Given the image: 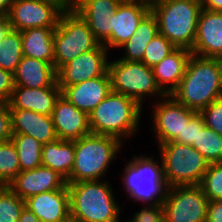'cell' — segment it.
Returning a JSON list of instances; mask_svg holds the SVG:
<instances>
[{"label":"cell","mask_w":222,"mask_h":222,"mask_svg":"<svg viewBox=\"0 0 222 222\" xmlns=\"http://www.w3.org/2000/svg\"><path fill=\"white\" fill-rule=\"evenodd\" d=\"M222 95L221 58L192 54L179 85L170 93L177 102L200 113Z\"/></svg>","instance_id":"1"},{"label":"cell","mask_w":222,"mask_h":222,"mask_svg":"<svg viewBox=\"0 0 222 222\" xmlns=\"http://www.w3.org/2000/svg\"><path fill=\"white\" fill-rule=\"evenodd\" d=\"M108 181L67 183L71 222H121L122 207Z\"/></svg>","instance_id":"2"},{"label":"cell","mask_w":222,"mask_h":222,"mask_svg":"<svg viewBox=\"0 0 222 222\" xmlns=\"http://www.w3.org/2000/svg\"><path fill=\"white\" fill-rule=\"evenodd\" d=\"M142 110L133 98L111 91L89 113L91 133L111 136L123 143L139 131Z\"/></svg>","instance_id":"3"},{"label":"cell","mask_w":222,"mask_h":222,"mask_svg":"<svg viewBox=\"0 0 222 222\" xmlns=\"http://www.w3.org/2000/svg\"><path fill=\"white\" fill-rule=\"evenodd\" d=\"M202 10L200 0H154L150 11L156 17L159 34L175 47L192 50L197 22Z\"/></svg>","instance_id":"4"},{"label":"cell","mask_w":222,"mask_h":222,"mask_svg":"<svg viewBox=\"0 0 222 222\" xmlns=\"http://www.w3.org/2000/svg\"><path fill=\"white\" fill-rule=\"evenodd\" d=\"M123 143L111 136L90 133L74 141L75 161L67 183L103 180Z\"/></svg>","instance_id":"5"},{"label":"cell","mask_w":222,"mask_h":222,"mask_svg":"<svg viewBox=\"0 0 222 222\" xmlns=\"http://www.w3.org/2000/svg\"><path fill=\"white\" fill-rule=\"evenodd\" d=\"M160 159V160H159ZM134 155L124 167L123 189L129 199L145 205L163 204L168 186L165 182L161 158ZM159 160V162H158Z\"/></svg>","instance_id":"6"},{"label":"cell","mask_w":222,"mask_h":222,"mask_svg":"<svg viewBox=\"0 0 222 222\" xmlns=\"http://www.w3.org/2000/svg\"><path fill=\"white\" fill-rule=\"evenodd\" d=\"M157 148L168 187L201 183L209 163L193 146L170 141Z\"/></svg>","instance_id":"7"},{"label":"cell","mask_w":222,"mask_h":222,"mask_svg":"<svg viewBox=\"0 0 222 222\" xmlns=\"http://www.w3.org/2000/svg\"><path fill=\"white\" fill-rule=\"evenodd\" d=\"M53 40L56 71L78 55L100 45L86 21L75 10H64L61 13Z\"/></svg>","instance_id":"8"},{"label":"cell","mask_w":222,"mask_h":222,"mask_svg":"<svg viewBox=\"0 0 222 222\" xmlns=\"http://www.w3.org/2000/svg\"><path fill=\"white\" fill-rule=\"evenodd\" d=\"M108 73L112 91L133 98L142 107L147 96L157 101L166 95L157 85L153 69L143 62L111 59Z\"/></svg>","instance_id":"9"},{"label":"cell","mask_w":222,"mask_h":222,"mask_svg":"<svg viewBox=\"0 0 222 222\" xmlns=\"http://www.w3.org/2000/svg\"><path fill=\"white\" fill-rule=\"evenodd\" d=\"M208 202L200 185L168 187L163 203L165 222H206Z\"/></svg>","instance_id":"10"},{"label":"cell","mask_w":222,"mask_h":222,"mask_svg":"<svg viewBox=\"0 0 222 222\" xmlns=\"http://www.w3.org/2000/svg\"><path fill=\"white\" fill-rule=\"evenodd\" d=\"M152 105L151 122L157 146L170 141L182 143L185 124L197 112L177 102L170 95L159 98Z\"/></svg>","instance_id":"11"},{"label":"cell","mask_w":222,"mask_h":222,"mask_svg":"<svg viewBox=\"0 0 222 222\" xmlns=\"http://www.w3.org/2000/svg\"><path fill=\"white\" fill-rule=\"evenodd\" d=\"M63 11L51 0H14L7 14L11 28L24 31L35 27H57Z\"/></svg>","instance_id":"12"},{"label":"cell","mask_w":222,"mask_h":222,"mask_svg":"<svg viewBox=\"0 0 222 222\" xmlns=\"http://www.w3.org/2000/svg\"><path fill=\"white\" fill-rule=\"evenodd\" d=\"M109 50L102 44L84 52L57 71L59 87L72 86L108 73Z\"/></svg>","instance_id":"13"},{"label":"cell","mask_w":222,"mask_h":222,"mask_svg":"<svg viewBox=\"0 0 222 222\" xmlns=\"http://www.w3.org/2000/svg\"><path fill=\"white\" fill-rule=\"evenodd\" d=\"M150 12L146 0H122L111 14V38L104 44L110 51L119 49L135 33L141 20Z\"/></svg>","instance_id":"14"},{"label":"cell","mask_w":222,"mask_h":222,"mask_svg":"<svg viewBox=\"0 0 222 222\" xmlns=\"http://www.w3.org/2000/svg\"><path fill=\"white\" fill-rule=\"evenodd\" d=\"M51 116L58 139L75 141L91 133L89 114L62 95L56 100Z\"/></svg>","instance_id":"15"},{"label":"cell","mask_w":222,"mask_h":222,"mask_svg":"<svg viewBox=\"0 0 222 222\" xmlns=\"http://www.w3.org/2000/svg\"><path fill=\"white\" fill-rule=\"evenodd\" d=\"M66 179L58 172L44 166L21 171L8 187L21 199L43 192L63 189Z\"/></svg>","instance_id":"16"},{"label":"cell","mask_w":222,"mask_h":222,"mask_svg":"<svg viewBox=\"0 0 222 222\" xmlns=\"http://www.w3.org/2000/svg\"><path fill=\"white\" fill-rule=\"evenodd\" d=\"M191 52L201 57L222 58V12L202 8Z\"/></svg>","instance_id":"17"},{"label":"cell","mask_w":222,"mask_h":222,"mask_svg":"<svg viewBox=\"0 0 222 222\" xmlns=\"http://www.w3.org/2000/svg\"><path fill=\"white\" fill-rule=\"evenodd\" d=\"M25 207L41 222H71L67 186L30 196L25 200Z\"/></svg>","instance_id":"18"},{"label":"cell","mask_w":222,"mask_h":222,"mask_svg":"<svg viewBox=\"0 0 222 222\" xmlns=\"http://www.w3.org/2000/svg\"><path fill=\"white\" fill-rule=\"evenodd\" d=\"M122 0H78L75 11L86 21L95 38L104 45L111 38V14Z\"/></svg>","instance_id":"19"},{"label":"cell","mask_w":222,"mask_h":222,"mask_svg":"<svg viewBox=\"0 0 222 222\" xmlns=\"http://www.w3.org/2000/svg\"><path fill=\"white\" fill-rule=\"evenodd\" d=\"M60 89L62 96L88 114L112 91L109 73Z\"/></svg>","instance_id":"20"},{"label":"cell","mask_w":222,"mask_h":222,"mask_svg":"<svg viewBox=\"0 0 222 222\" xmlns=\"http://www.w3.org/2000/svg\"><path fill=\"white\" fill-rule=\"evenodd\" d=\"M60 95L61 89L58 82L51 87L35 89L15 85L8 101L9 109H24L42 115H52L56 100Z\"/></svg>","instance_id":"21"},{"label":"cell","mask_w":222,"mask_h":222,"mask_svg":"<svg viewBox=\"0 0 222 222\" xmlns=\"http://www.w3.org/2000/svg\"><path fill=\"white\" fill-rule=\"evenodd\" d=\"M10 113L12 134L32 136L42 145L58 139L51 115L24 109H10Z\"/></svg>","instance_id":"22"},{"label":"cell","mask_w":222,"mask_h":222,"mask_svg":"<svg viewBox=\"0 0 222 222\" xmlns=\"http://www.w3.org/2000/svg\"><path fill=\"white\" fill-rule=\"evenodd\" d=\"M191 55V50L176 47L167 57L152 67L156 83L166 95H170L179 85Z\"/></svg>","instance_id":"23"},{"label":"cell","mask_w":222,"mask_h":222,"mask_svg":"<svg viewBox=\"0 0 222 222\" xmlns=\"http://www.w3.org/2000/svg\"><path fill=\"white\" fill-rule=\"evenodd\" d=\"M14 85L28 88L51 87L57 82L54 65L23 56L13 73Z\"/></svg>","instance_id":"24"},{"label":"cell","mask_w":222,"mask_h":222,"mask_svg":"<svg viewBox=\"0 0 222 222\" xmlns=\"http://www.w3.org/2000/svg\"><path fill=\"white\" fill-rule=\"evenodd\" d=\"M56 27H35L21 31L23 56L54 65V40Z\"/></svg>","instance_id":"25"},{"label":"cell","mask_w":222,"mask_h":222,"mask_svg":"<svg viewBox=\"0 0 222 222\" xmlns=\"http://www.w3.org/2000/svg\"><path fill=\"white\" fill-rule=\"evenodd\" d=\"M75 161L74 141L57 139L42 146V166L58 172L66 180Z\"/></svg>","instance_id":"26"},{"label":"cell","mask_w":222,"mask_h":222,"mask_svg":"<svg viewBox=\"0 0 222 222\" xmlns=\"http://www.w3.org/2000/svg\"><path fill=\"white\" fill-rule=\"evenodd\" d=\"M159 33L156 17L150 11L139 23L135 33L119 49L125 53L121 56L123 61L141 62L148 43Z\"/></svg>","instance_id":"27"},{"label":"cell","mask_w":222,"mask_h":222,"mask_svg":"<svg viewBox=\"0 0 222 222\" xmlns=\"http://www.w3.org/2000/svg\"><path fill=\"white\" fill-rule=\"evenodd\" d=\"M192 146L208 163L222 162V135L208 128L200 113H198V136Z\"/></svg>","instance_id":"28"},{"label":"cell","mask_w":222,"mask_h":222,"mask_svg":"<svg viewBox=\"0 0 222 222\" xmlns=\"http://www.w3.org/2000/svg\"><path fill=\"white\" fill-rule=\"evenodd\" d=\"M11 141L17 150L20 171L42 166V144L25 134H13Z\"/></svg>","instance_id":"29"},{"label":"cell","mask_w":222,"mask_h":222,"mask_svg":"<svg viewBox=\"0 0 222 222\" xmlns=\"http://www.w3.org/2000/svg\"><path fill=\"white\" fill-rule=\"evenodd\" d=\"M22 57L21 31L11 29L0 42V68L14 73Z\"/></svg>","instance_id":"30"},{"label":"cell","mask_w":222,"mask_h":222,"mask_svg":"<svg viewBox=\"0 0 222 222\" xmlns=\"http://www.w3.org/2000/svg\"><path fill=\"white\" fill-rule=\"evenodd\" d=\"M20 172L14 143L11 140L0 142V185L8 186Z\"/></svg>","instance_id":"31"},{"label":"cell","mask_w":222,"mask_h":222,"mask_svg":"<svg viewBox=\"0 0 222 222\" xmlns=\"http://www.w3.org/2000/svg\"><path fill=\"white\" fill-rule=\"evenodd\" d=\"M25 200L18 197L8 186L0 187V222H19Z\"/></svg>","instance_id":"32"},{"label":"cell","mask_w":222,"mask_h":222,"mask_svg":"<svg viewBox=\"0 0 222 222\" xmlns=\"http://www.w3.org/2000/svg\"><path fill=\"white\" fill-rule=\"evenodd\" d=\"M199 185L209 201L222 200V162L209 163Z\"/></svg>","instance_id":"33"},{"label":"cell","mask_w":222,"mask_h":222,"mask_svg":"<svg viewBox=\"0 0 222 222\" xmlns=\"http://www.w3.org/2000/svg\"><path fill=\"white\" fill-rule=\"evenodd\" d=\"M175 48L165 36L158 33L146 46L141 62L152 68L167 57Z\"/></svg>","instance_id":"34"},{"label":"cell","mask_w":222,"mask_h":222,"mask_svg":"<svg viewBox=\"0 0 222 222\" xmlns=\"http://www.w3.org/2000/svg\"><path fill=\"white\" fill-rule=\"evenodd\" d=\"M200 114L203 116L205 125L222 135V100L211 102Z\"/></svg>","instance_id":"35"},{"label":"cell","mask_w":222,"mask_h":222,"mask_svg":"<svg viewBox=\"0 0 222 222\" xmlns=\"http://www.w3.org/2000/svg\"><path fill=\"white\" fill-rule=\"evenodd\" d=\"M139 212H135L132 218L126 222H165L163 204L142 205Z\"/></svg>","instance_id":"36"},{"label":"cell","mask_w":222,"mask_h":222,"mask_svg":"<svg viewBox=\"0 0 222 222\" xmlns=\"http://www.w3.org/2000/svg\"><path fill=\"white\" fill-rule=\"evenodd\" d=\"M11 113L8 102H0V142L11 140Z\"/></svg>","instance_id":"37"},{"label":"cell","mask_w":222,"mask_h":222,"mask_svg":"<svg viewBox=\"0 0 222 222\" xmlns=\"http://www.w3.org/2000/svg\"><path fill=\"white\" fill-rule=\"evenodd\" d=\"M13 73L0 68V102H8L14 89Z\"/></svg>","instance_id":"38"},{"label":"cell","mask_w":222,"mask_h":222,"mask_svg":"<svg viewBox=\"0 0 222 222\" xmlns=\"http://www.w3.org/2000/svg\"><path fill=\"white\" fill-rule=\"evenodd\" d=\"M198 136V113H196L187 124L182 131V144L192 146Z\"/></svg>","instance_id":"39"},{"label":"cell","mask_w":222,"mask_h":222,"mask_svg":"<svg viewBox=\"0 0 222 222\" xmlns=\"http://www.w3.org/2000/svg\"><path fill=\"white\" fill-rule=\"evenodd\" d=\"M206 222H222V200L208 202Z\"/></svg>","instance_id":"40"},{"label":"cell","mask_w":222,"mask_h":222,"mask_svg":"<svg viewBox=\"0 0 222 222\" xmlns=\"http://www.w3.org/2000/svg\"><path fill=\"white\" fill-rule=\"evenodd\" d=\"M11 29L12 28L8 14H0V42Z\"/></svg>","instance_id":"41"},{"label":"cell","mask_w":222,"mask_h":222,"mask_svg":"<svg viewBox=\"0 0 222 222\" xmlns=\"http://www.w3.org/2000/svg\"><path fill=\"white\" fill-rule=\"evenodd\" d=\"M202 8L209 11L222 12V0H200Z\"/></svg>","instance_id":"42"},{"label":"cell","mask_w":222,"mask_h":222,"mask_svg":"<svg viewBox=\"0 0 222 222\" xmlns=\"http://www.w3.org/2000/svg\"><path fill=\"white\" fill-rule=\"evenodd\" d=\"M19 222H41L36 215L30 211L27 207H24L20 218H19Z\"/></svg>","instance_id":"43"},{"label":"cell","mask_w":222,"mask_h":222,"mask_svg":"<svg viewBox=\"0 0 222 222\" xmlns=\"http://www.w3.org/2000/svg\"><path fill=\"white\" fill-rule=\"evenodd\" d=\"M56 2L64 10H75L78 0H51Z\"/></svg>","instance_id":"44"},{"label":"cell","mask_w":222,"mask_h":222,"mask_svg":"<svg viewBox=\"0 0 222 222\" xmlns=\"http://www.w3.org/2000/svg\"><path fill=\"white\" fill-rule=\"evenodd\" d=\"M14 0H0V14H7Z\"/></svg>","instance_id":"45"}]
</instances>
